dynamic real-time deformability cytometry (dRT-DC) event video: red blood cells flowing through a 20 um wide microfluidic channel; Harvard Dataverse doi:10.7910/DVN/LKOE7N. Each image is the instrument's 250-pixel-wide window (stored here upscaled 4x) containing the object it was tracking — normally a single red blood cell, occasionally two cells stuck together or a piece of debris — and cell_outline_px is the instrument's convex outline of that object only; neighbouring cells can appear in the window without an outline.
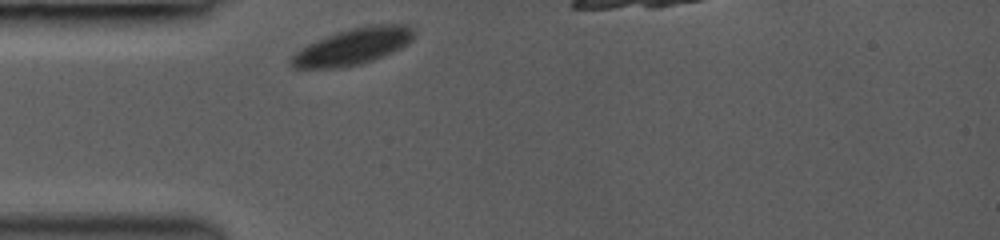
{"species": "common noctule bat (a hibernating species)", "species_latin": "Nyctalus noctula", "temperature_condition": "room temperature", "stored_images_in_passage": 59, "camera_frame_rate_fps": 3000, "um_per_image_px": 0.085, "animal": {"sex": "female", "body_mass_g": 19.0, "forearm_length_mm": 53.3}, "frame": {"image": 1, "passage_image": 1, "time_ms": 0.0, "image_size_px": [1000, 240], "cell_outline_px": [[416, 32], [412, 40], [408, 44], [384, 56], [360, 64], [344, 68], [292, 68], [288, 64], [288, 60], [300, 48], [308, 44], [348, 28], [380, 24], [408, 24]], "centroid_in_image_um": [30.0, 3.96], "position_along_channel_um": 55.0, "area_um2": 26.18}}
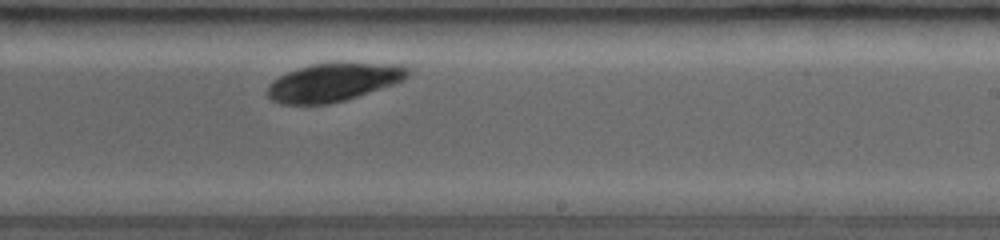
{"frame": {"image": 2, "passage_image": 30, "time_ms": 4.0, "image_size_px": [1000, 240], "cell_outline_px": [[412, 72], [404, 80], [344, 100], [328, 104], [280, 104], [272, 100], [268, 96], [268, 84], [272, 80], [288, 72], [312, 64], [400, 64], [412, 68]], "centroid_in_image_um": [28.34, 7.0], "position_along_channel_um": 260.7, "area_um2": 30.63}}
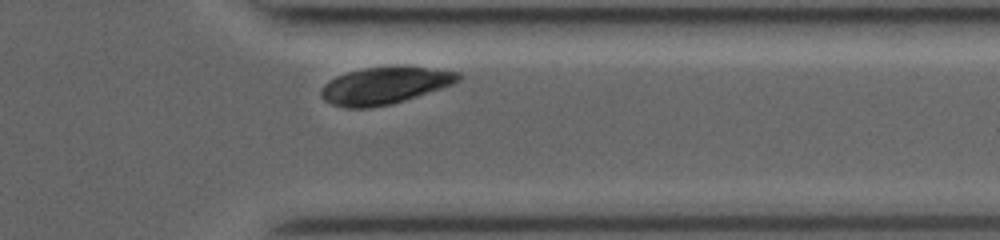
{"frame": {"image": 3, "passage_image": 50, "time_ms": 7.0, "image_size_px": [1000, 240], "cell_outline_px": [[464, 76], [460, 80], [452, 84], [392, 104], [372, 108], [348, 108], [332, 104], [324, 100], [320, 96], [320, 88], [328, 80], [336, 76], [348, 72], [364, 68], [392, 64], [408, 64], [460, 72]], "centroid_in_image_um": [32.71, 7.23], "position_along_channel_um": 378.7, "area_um2": 30.46}}